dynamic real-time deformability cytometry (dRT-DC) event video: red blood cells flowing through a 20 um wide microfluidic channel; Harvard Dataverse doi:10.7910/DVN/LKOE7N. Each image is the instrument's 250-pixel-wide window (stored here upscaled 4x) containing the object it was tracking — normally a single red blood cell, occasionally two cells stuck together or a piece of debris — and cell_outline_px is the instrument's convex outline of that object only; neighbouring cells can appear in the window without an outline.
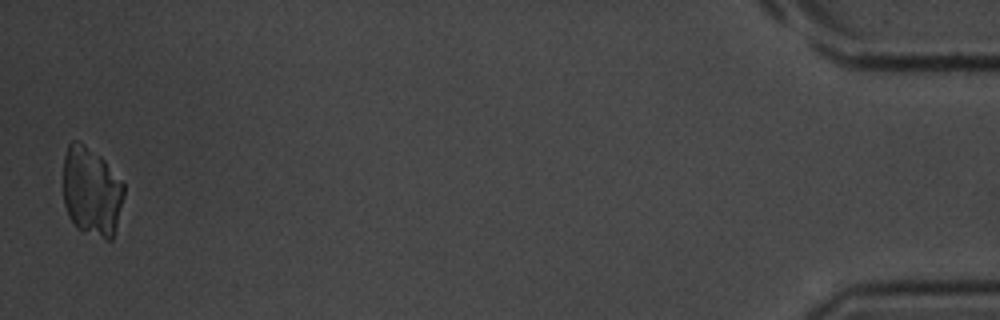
{"species": "common noctule bat (a hibernating species)", "species_latin": "Nyctalus noctula", "temperature_condition": "room temperature", "stored_images_in_passage": 35, "camera_frame_rate_fps": 3000, "um_per_image_px": 0.085, "animal": {"sex": "male", "body_mass_g": 20.1, "forearm_length_mm": 53.5}, "frame": {"image": 1, "passage_image": 35, "time_ms": 11.333, "image_size_px": [1000, 320], "cell_outline_px": [[124, 196], [112, 240], [104, 240], [76, 228], [68, 216], [64, 204], [64, 156], [68, 144], [72, 140], [76, 140], [84, 144], [100, 156], [104, 160], [124, 184]], "centroid_in_image_um": [7.77, 16.29], "position_along_channel_um": 427.4, "area_um2": 31.56}}